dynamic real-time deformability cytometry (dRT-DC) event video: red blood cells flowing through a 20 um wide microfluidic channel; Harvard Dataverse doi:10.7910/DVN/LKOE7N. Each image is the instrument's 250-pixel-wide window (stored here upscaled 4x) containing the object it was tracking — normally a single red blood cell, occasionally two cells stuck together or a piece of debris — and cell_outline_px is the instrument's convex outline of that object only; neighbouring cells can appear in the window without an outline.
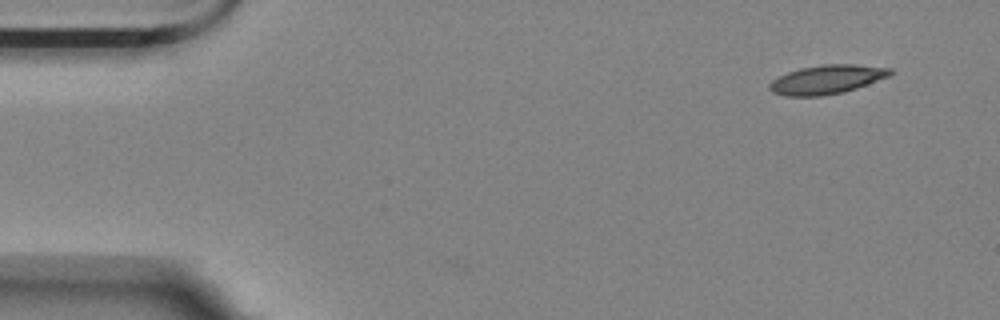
{"species": "Egyptian fruit bat (a non-hibernating species)", "species_latin": "Rousettus aegyptiacus", "temperature_condition": "room temperature", "stored_images_in_passage": 4, "camera_frame_rate_fps": 3000, "um_per_image_px": 0.085, "animal": {"sex": "female"}, "frame": {"image": 1, "passage_image": 1, "time_ms": 0.0, "image_size_px": [1000, 320], "cell_outline_px": [[892, 72], [888, 76], [856, 88], [844, 92], [820, 96], [784, 96], [772, 92], [768, 88], [768, 84], [776, 76], [800, 68], [824, 64], [856, 64], [892, 68]], "centroid_in_image_um": [70.23, 6.75], "position_along_channel_um": 14.8, "area_um2": 20.4}}
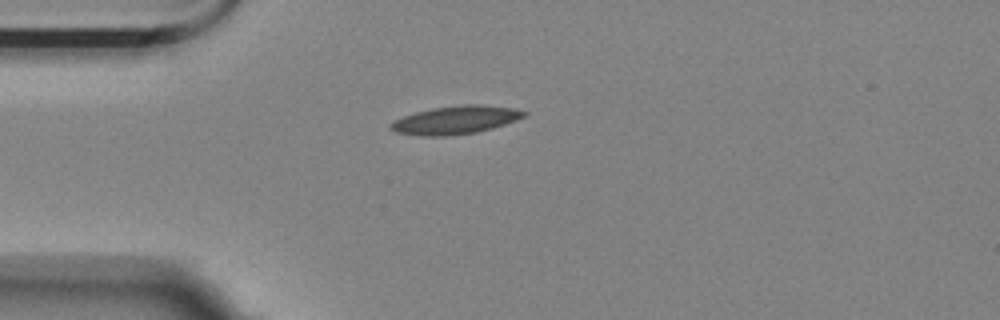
{"frame": {"image": 2, "passage_image": 4, "time_ms": 1.0, "image_size_px": [1000, 320], "cell_outline_px": [[528, 116], [492, 128], [476, 132], [444, 136], [420, 136], [396, 132], [388, 128], [388, 124], [404, 116], [416, 112], [432, 108], [460, 104], [480, 104], [516, 108], [528, 112]], "centroid_in_image_um": [38.75, 10.19], "position_along_channel_um": 46.3, "area_um2": 22.02}}